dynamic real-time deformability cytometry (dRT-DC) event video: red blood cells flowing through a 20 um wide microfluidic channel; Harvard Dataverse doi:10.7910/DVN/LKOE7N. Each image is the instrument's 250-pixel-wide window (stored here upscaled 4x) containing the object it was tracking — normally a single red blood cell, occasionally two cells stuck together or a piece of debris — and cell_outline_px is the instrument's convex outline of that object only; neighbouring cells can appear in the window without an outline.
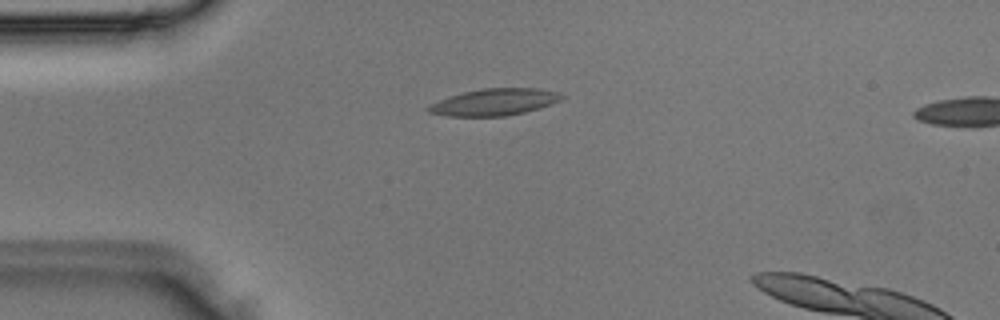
{"species": "Egyptian fruit bat (a non-hibernating species)", "species_latin": "Rousettus aegyptiacus", "temperature_condition": "room temperature", "stored_images_in_passage": 2, "camera_frame_rate_fps": 3000, "um_per_image_px": 0.085, "animal": {"sex": "male"}, "frame": {"image": 1, "passage_image": 1, "time_ms": 0.0, "image_size_px": [1000, 320], "cell_outline_px": [[564, 96], [560, 100], [552, 104], [540, 108], [524, 112], [504, 116], [448, 116], [428, 112], [424, 108], [428, 104], [464, 92], [484, 88], [536, 88], [556, 92]], "centroid_in_image_um": [42.0, 8.68], "position_along_channel_um": 43.0, "area_um2": 20.63}}